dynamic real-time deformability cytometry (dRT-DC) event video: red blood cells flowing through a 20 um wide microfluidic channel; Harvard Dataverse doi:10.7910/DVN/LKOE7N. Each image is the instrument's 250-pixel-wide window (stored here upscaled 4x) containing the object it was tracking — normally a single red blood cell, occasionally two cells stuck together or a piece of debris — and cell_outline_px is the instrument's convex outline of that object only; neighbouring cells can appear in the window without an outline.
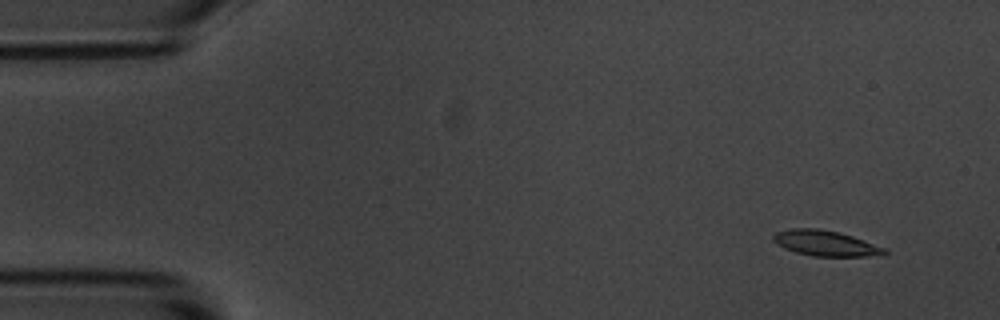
{"species": "common noctule bat (a hibernating species)", "species_latin": "Nyctalus noctula", "temperature_condition": "room temperature", "stored_images_in_passage": 5, "segment_of_instrument_passage": [1, 2], "camera_frame_rate_fps": 3000, "um_per_image_px": 0.085, "animal": {"sex": "male", "body_mass_g": 20.1, "forearm_length_mm": 53.5}, "frame": {"image": 1, "passage_image": 1, "time_ms": 0.0, "image_size_px": [1000, 320], "cell_outline_px": [[888, 252], [884, 256], [812, 256], [796, 252], [784, 248], [776, 244], [772, 240], [772, 236], [776, 232], [792, 228], [820, 228], [840, 232], [888, 248]], "centroid_in_image_um": [70.21, 20.67], "position_along_channel_um": 14.8, "area_um2": 16.82}}